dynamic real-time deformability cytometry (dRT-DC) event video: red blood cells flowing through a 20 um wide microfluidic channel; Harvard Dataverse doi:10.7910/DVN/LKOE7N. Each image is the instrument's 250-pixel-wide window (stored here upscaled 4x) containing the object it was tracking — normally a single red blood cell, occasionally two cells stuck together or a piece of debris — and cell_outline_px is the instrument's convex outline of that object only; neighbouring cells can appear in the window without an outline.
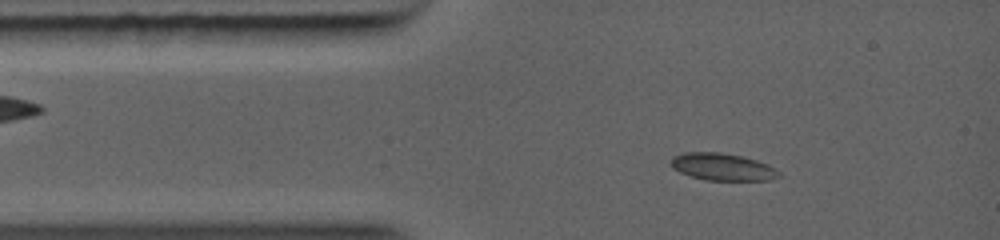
{"species": "common noctule bat (a hibernating species)", "species_latin": "Nyctalus noctula", "temperature_condition": "warm", "stored_images_in_passage": 18, "camera_frame_rate_fps": 5000, "um_per_image_px": 0.085, "animal": {"sex": "female", "body_mass_g": 19.0, "forearm_length_mm": 56.7}, "frame": {"image": 1, "passage_image": 2, "time_ms": 0.6, "image_size_px": [1000, 240], "cell_outline_px": [[772, 168], [756, 180], [712, 180], [696, 176], [684, 172], [676, 168], [672, 164], [672, 160], [676, 156], [692, 152], [712, 152], [740, 156], [764, 164]], "centroid_in_image_um": [61.18, 14.14], "position_along_channel_um": 23.8, "area_um2": 14.8}}
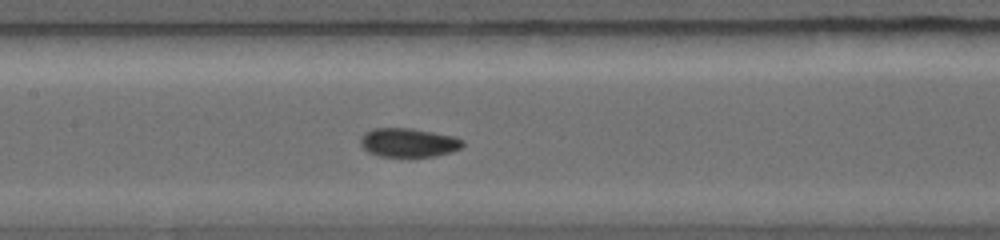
{"frame": {"image": 2, "passage_image": 9, "time_ms": 4.2, "image_size_px": [1000, 240], "cell_outline_px": [[460, 144], [456, 148], [444, 152], [428, 156], [392, 156], [376, 152], [368, 148], [364, 144], [364, 136], [368, 132], [376, 128], [408, 128], [448, 136], [460, 140]], "centroid_in_image_um": [34.71, 12.09], "position_along_channel_um": 172.7, "area_um2": 15.2}}
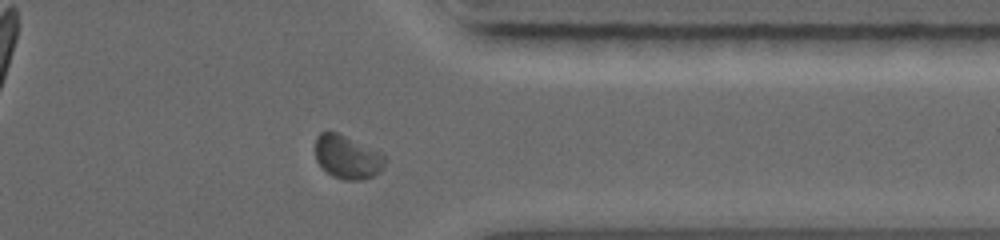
{"frame": {"image": 3, "passage_image": 16, "time_ms": 8.6, "image_size_px": [1000, 240], "cell_outline_px": [[376, 172], [372, 176], [360, 180], [344, 180], [328, 172], [320, 164], [316, 156], [316, 140], [320, 132], [336, 132], [344, 136], [376, 168]], "centroid_in_image_um": [29.09, 13.4], "position_along_channel_um": 382.3, "area_um2": 13.87}}